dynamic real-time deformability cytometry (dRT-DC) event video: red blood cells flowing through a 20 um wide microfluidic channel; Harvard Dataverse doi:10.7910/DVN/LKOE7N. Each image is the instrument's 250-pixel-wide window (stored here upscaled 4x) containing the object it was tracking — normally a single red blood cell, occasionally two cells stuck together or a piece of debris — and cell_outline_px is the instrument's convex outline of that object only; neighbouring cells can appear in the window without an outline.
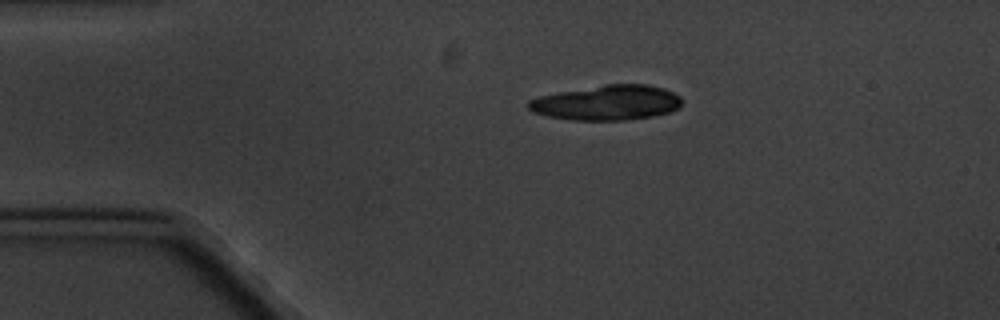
{"species": "common noctule bat (a hibernating species)", "species_latin": "Nyctalus noctula", "temperature_condition": "cold", "stored_images_in_passage": 9, "camera_frame_rate_fps": 3000, "um_per_image_px": 0.085, "animal": {"sex": "male", "body_mass_g": 20.1, "forearm_length_mm": 53.5}, "frame": {"image": 1, "passage_image": 1, "time_ms": 0.0, "image_size_px": [1000, 320], "cell_outline_px": [[680, 108], [672, 112], [652, 116], [624, 120], [572, 120], [548, 116], [532, 112], [528, 108], [528, 100], [540, 96], [560, 92], [604, 84], [648, 84], [664, 88], [680, 96]], "centroid_in_image_um": [51.61, 8.73], "position_along_channel_um": 33.4, "area_um2": 31.27}}